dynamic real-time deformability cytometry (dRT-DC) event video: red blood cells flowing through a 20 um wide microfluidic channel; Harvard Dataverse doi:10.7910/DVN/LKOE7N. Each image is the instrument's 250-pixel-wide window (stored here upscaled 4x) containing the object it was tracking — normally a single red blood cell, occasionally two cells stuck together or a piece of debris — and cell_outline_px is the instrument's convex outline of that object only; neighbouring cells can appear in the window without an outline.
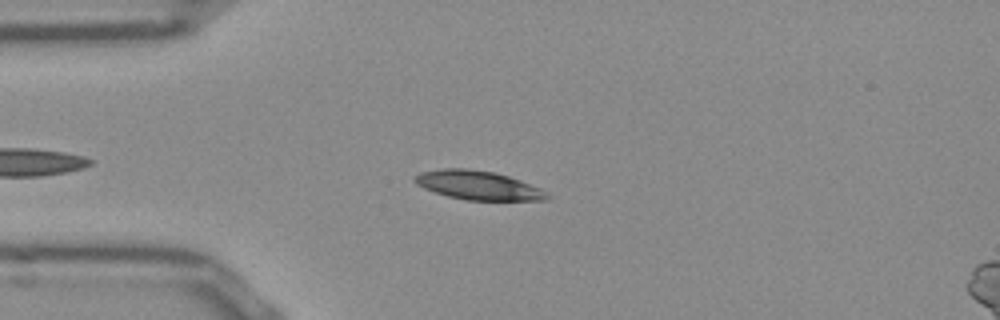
{"species": "Egyptian fruit bat (a non-hibernating species)", "species_latin": "Rousettus aegyptiacus", "temperature_condition": "room temperature", "stored_images_in_passage": 44, "camera_frame_rate_fps": 3000, "um_per_image_px": 0.085, "frame": {"image": 1, "passage_image": 8, "time_ms": 2.333, "image_size_px": [1000, 320], "cell_outline_px": [[552, 196], [548, 200], [468, 200], [448, 196], [424, 188], [416, 184], [412, 180], [420, 172], [444, 168], [464, 168], [492, 172], [508, 176], [520, 180], [540, 188], [548, 192]], "centroid_in_image_um": [40.67, 15.75], "position_along_channel_um": 44.3, "area_um2": 22.2}}
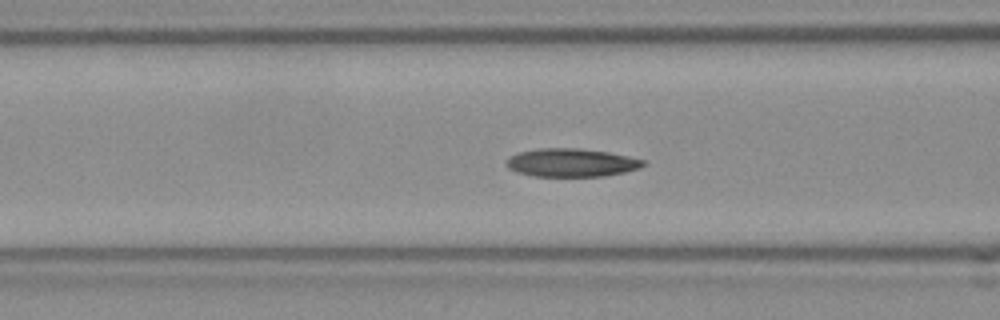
{"frame": {"image": 2, "passage_image": 15, "time_ms": 4.667, "image_size_px": [1000, 320], "cell_outline_px": [[648, 164], [640, 168], [624, 172], [604, 176], [532, 176], [516, 172], [508, 168], [504, 164], [508, 156], [520, 152], [540, 148], [580, 148], [608, 152], [628, 156], [644, 160]], "centroid_in_image_um": [48.55, 13.82], "position_along_channel_um": 118.0, "area_um2": 22.72}}
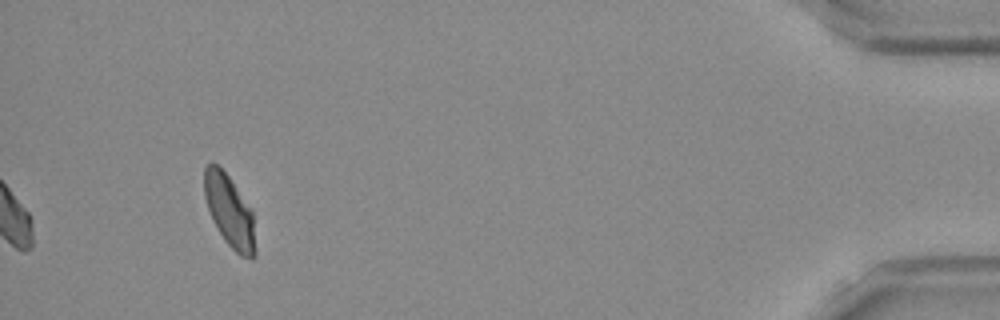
{"frame": {"image": 3, "passage_image": 44, "time_ms": 14.333, "image_size_px": [1000, 320], "cell_outline_px": [[256, 256], [252, 260], [240, 256], [224, 240], [212, 220], [204, 196], [204, 168], [208, 164], [216, 164], [228, 176], [252, 208], [256, 252]], "centroid_in_image_um": [19.53, 17.99], "position_along_channel_um": 415.7, "area_um2": 21.5}, "authors_computed_cell_mechanics": {"area_um2": 21.8195, "velocity_mm_per_s": 3.8379, "shape_relaxation_time_tau1_ms": null, "shape_relaxation_time_tau2_ms": 4.0546, "deformation_change_tau1": null, "deformation_change_tau2": 0.0759}}